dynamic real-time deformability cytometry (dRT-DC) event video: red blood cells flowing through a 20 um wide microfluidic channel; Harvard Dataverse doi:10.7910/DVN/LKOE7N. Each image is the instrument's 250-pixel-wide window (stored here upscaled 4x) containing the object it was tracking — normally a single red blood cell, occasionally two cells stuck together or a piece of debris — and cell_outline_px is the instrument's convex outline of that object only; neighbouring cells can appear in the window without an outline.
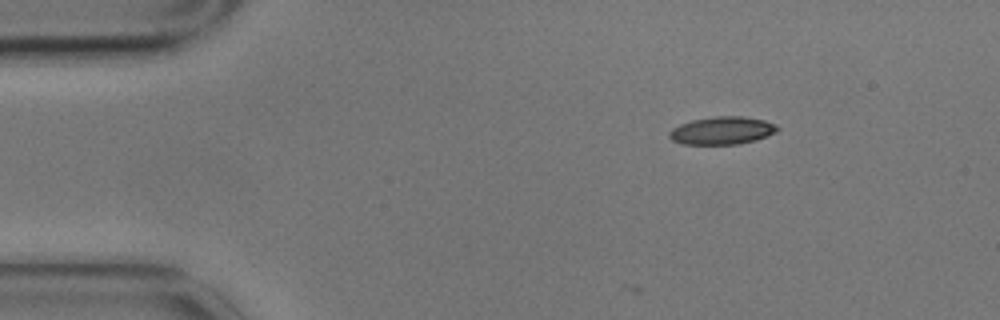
{"species": "common noctule bat (a hibernating species)", "species_latin": "Nyctalus noctula", "temperature_condition": "cold", "stored_images_in_passage": 2, "camera_frame_rate_fps": 3000, "um_per_image_px": 0.085, "animal": {"sex": "male", "body_mass_g": 17.9}, "frame": {"image": 1, "passage_image": 2, "time_ms": 0.333, "image_size_px": [1000, 320], "cell_outline_px": [[780, 128], [776, 132], [768, 136], [756, 140], [740, 144], [684, 144], [672, 140], [668, 136], [668, 132], [672, 128], [680, 124], [692, 120], [712, 116], [744, 116], [764, 120], [776, 124]], "centroid_in_image_um": [61.39, 11.09], "position_along_channel_um": 23.6, "area_um2": 17.69}}